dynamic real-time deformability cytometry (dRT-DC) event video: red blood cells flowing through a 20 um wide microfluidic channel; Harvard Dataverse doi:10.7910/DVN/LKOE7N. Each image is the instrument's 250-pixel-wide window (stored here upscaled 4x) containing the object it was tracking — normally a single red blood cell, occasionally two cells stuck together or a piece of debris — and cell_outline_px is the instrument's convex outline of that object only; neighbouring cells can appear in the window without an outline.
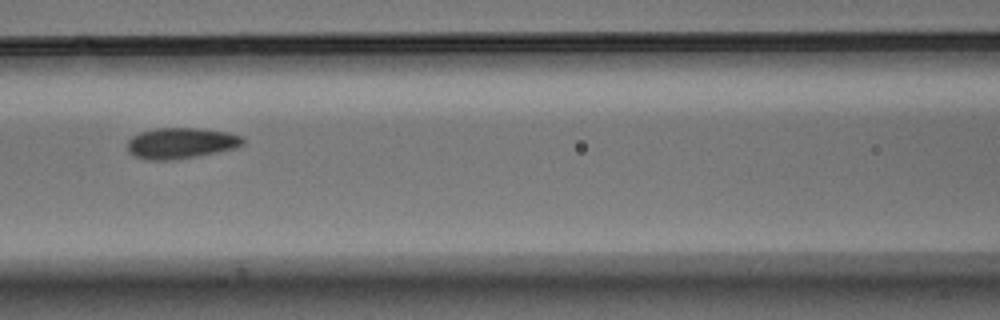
{"species": "Egyptian fruit bat (a non-hibernating species)", "species_latin": "Rousettus aegyptiacus", "temperature_condition": "warm", "stored_images_in_passage": 7, "camera_frame_rate_fps": 3000, "um_per_image_px": 0.085, "animal": {"sex": "male"}, "frame": {"image": 1, "passage_image": 6, "time_ms": 1.667, "image_size_px": [1000, 320], "cell_outline_px": [[244, 144], [236, 148], [196, 156], [172, 160], [144, 160], [132, 156], [128, 152], [128, 140], [132, 136], [140, 132], [156, 128], [200, 128], [228, 132], [244, 136]], "centroid_in_image_um": [15.37, 12.17], "position_along_channel_um": 151.2, "area_um2": 21.04}}
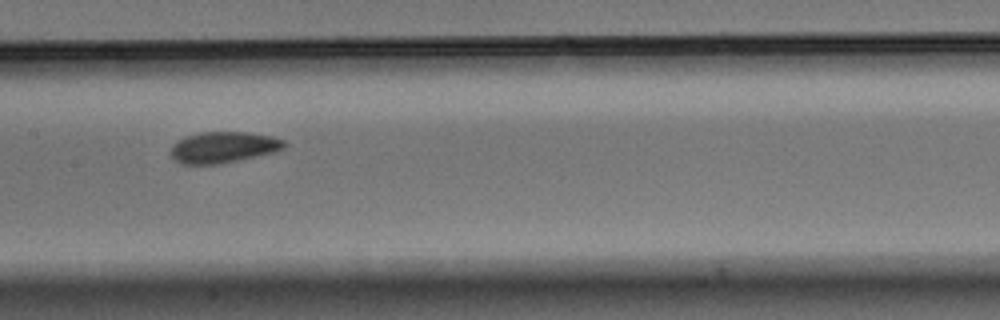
{"frame": {"image": 2, "passage_image": 7, "time_ms": 2.0, "image_size_px": [1000, 320], "cell_outline_px": [[288, 144], [284, 148], [276, 152], [220, 164], [180, 164], [172, 156], [172, 148], [180, 140], [188, 136], [200, 132], [248, 132], [272, 136], [284, 140]], "centroid_in_image_um": [19.07, 12.52], "position_along_channel_um": 188.3, "area_um2": 20.46}}